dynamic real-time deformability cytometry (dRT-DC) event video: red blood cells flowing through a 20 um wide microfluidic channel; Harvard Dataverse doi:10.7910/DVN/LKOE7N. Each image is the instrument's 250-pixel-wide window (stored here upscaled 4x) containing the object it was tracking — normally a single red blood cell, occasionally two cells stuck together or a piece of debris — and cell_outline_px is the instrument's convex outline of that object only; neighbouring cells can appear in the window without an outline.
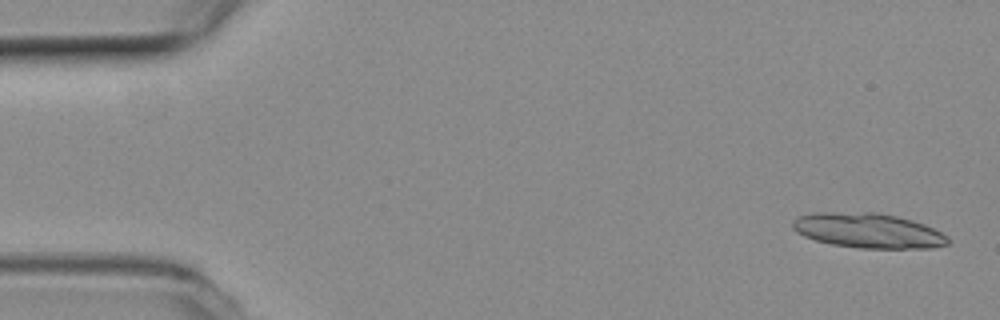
{"species": "common noctule bat (a hibernating species)", "species_latin": "Nyctalus noctula", "temperature_condition": "room temperature", "stored_images_in_passage": 6, "segment_of_instrument_passage": [1, 2], "camera_frame_rate_fps": 3000, "um_per_image_px": 0.085, "animal": {"sex": "female", "body_mass_g": 19.3, "forearm_length_mm": 54.1}, "frame": {"image": 1, "passage_image": 1, "time_ms": 0.0, "image_size_px": [1000, 320], "cell_outline_px": [[952, 240], [948, 244], [932, 248], [860, 248], [832, 244], [816, 240], [804, 236], [796, 232], [792, 228], [792, 220], [800, 216], [812, 212], [876, 212], [896, 216], [912, 220], [924, 224], [948, 236]], "centroid_in_image_um": [73.79, 19.6], "position_along_channel_um": 11.2, "area_um2": 31.67}}